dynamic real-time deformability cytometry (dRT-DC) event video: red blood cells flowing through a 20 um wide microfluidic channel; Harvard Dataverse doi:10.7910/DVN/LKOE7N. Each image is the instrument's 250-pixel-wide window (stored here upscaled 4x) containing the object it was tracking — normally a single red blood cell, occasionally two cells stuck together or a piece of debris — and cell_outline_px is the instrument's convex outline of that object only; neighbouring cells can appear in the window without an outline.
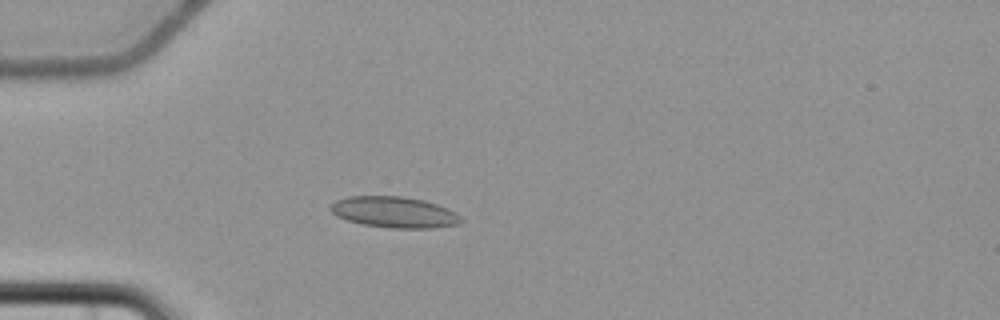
{"species": "common noctule bat (a hibernating species)", "species_latin": "Nyctalus noctula", "temperature_condition": "cold", "stored_images_in_passage": 5, "camera_frame_rate_fps": 3000, "um_per_image_px": 0.085, "animal": {"sex": "female", "body_mass_g": 22.7, "forearm_length_mm": 54.2}, "frame": {"image": 1, "passage_image": 5, "time_ms": 5.0, "image_size_px": [1000, 320], "cell_outline_px": [[464, 220], [460, 224], [432, 228], [392, 228], [364, 224], [348, 220], [336, 216], [328, 208], [336, 200], [348, 196], [400, 196], [424, 200], [448, 208], [456, 212]], "centroid_in_image_um": [33.54, 18.03], "position_along_channel_um": 51.5, "area_um2": 23.64}}